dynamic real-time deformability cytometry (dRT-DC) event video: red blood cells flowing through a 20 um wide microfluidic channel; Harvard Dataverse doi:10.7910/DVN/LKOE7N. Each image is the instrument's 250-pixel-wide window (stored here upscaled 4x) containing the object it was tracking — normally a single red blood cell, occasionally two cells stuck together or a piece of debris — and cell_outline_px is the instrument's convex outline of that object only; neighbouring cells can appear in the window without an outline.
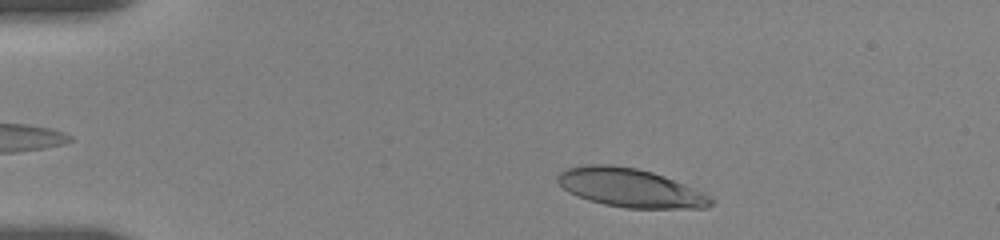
{"species": "human", "species_latin": "Homo sapiens", "temperature_condition": "room temperature", "stored_images_in_passage": 75, "camera_frame_rate_fps": 3000, "um_per_image_px": 0.085, "donor": {"sex": "female"}, "frame": {"image": 1, "passage_image": 6, "time_ms": 1.333, "image_size_px": [1000, 240], "cell_outline_px": [[716, 200], [712, 204], [704, 208], [624, 208], [604, 204], [588, 200], [568, 192], [556, 180], [556, 176], [560, 172], [568, 168], [584, 164], [612, 164], [636, 168], [652, 172], [664, 176], [684, 184], [712, 196]], "centroid_in_image_um": [53.57, 15.96], "position_along_channel_um": 31.4, "area_um2": 34.62}}
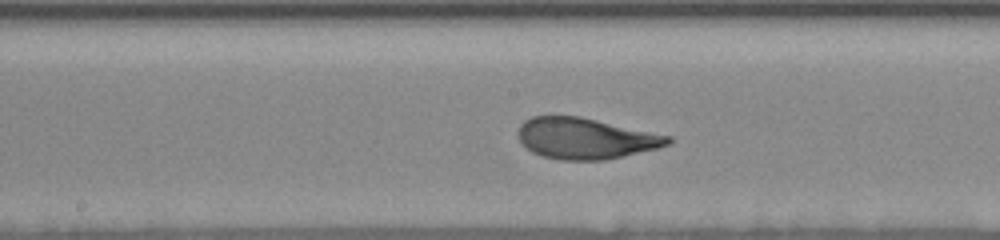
{"frame": {"image": 2, "passage_image": 33, "time_ms": 7.667, "image_size_px": [1000, 240], "cell_outline_px": [[672, 140], [668, 144], [656, 148], [604, 160], [560, 160], [544, 156], [532, 152], [520, 140], [520, 124], [524, 120], [532, 116], [580, 116], [672, 136]], "centroid_in_image_um": [49.78, 11.75], "position_along_channel_um": 198.4, "area_um2": 35.43}}
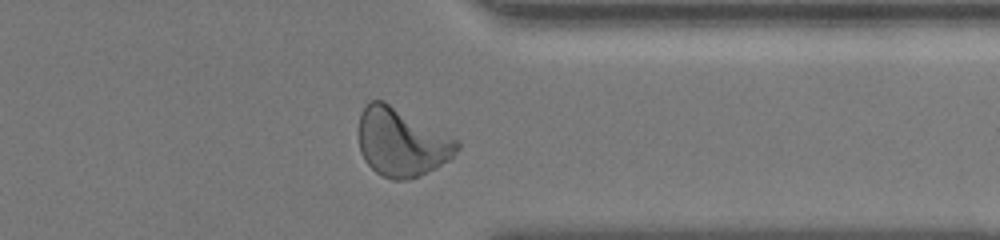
{"frame": {"image": 3, "passage_image": 70, "time_ms": 12.667, "image_size_px": [1000, 240], "cell_outline_px": [[460, 148], [452, 160], [420, 176], [408, 180], [392, 180], [380, 176], [364, 160], [360, 152], [360, 112], [368, 100], [384, 100], [460, 140]], "centroid_in_image_um": [34.18, 12.1], "position_along_channel_um": 377.2, "area_um2": 39.77}, "authors_computed_cell_mechanics": {"area_um2": 35.9516, "velocity_mm_per_s": 3.6109, "shape_relaxation_time_tau1_ms": 3.8271, "shape_relaxation_time_tau2_ms": null, "deformation_change_tau1": 0.1843, "deformation_change_tau2": null}}